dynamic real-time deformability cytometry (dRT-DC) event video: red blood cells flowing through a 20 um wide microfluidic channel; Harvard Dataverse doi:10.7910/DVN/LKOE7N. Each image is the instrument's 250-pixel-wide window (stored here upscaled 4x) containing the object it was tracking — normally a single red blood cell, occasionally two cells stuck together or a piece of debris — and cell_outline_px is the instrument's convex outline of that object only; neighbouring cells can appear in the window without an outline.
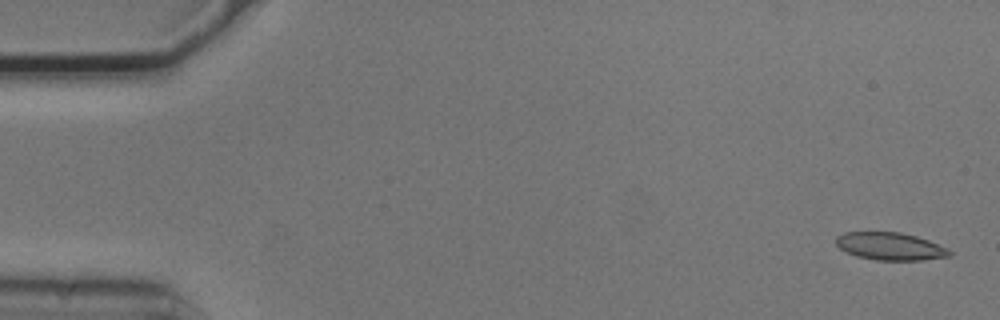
{"species": "common noctule bat (a hibernating species)", "species_latin": "Nyctalus noctula", "temperature_condition": "cold", "stored_images_in_passage": 54, "camera_frame_rate_fps": 3000, "um_per_image_px": 0.085, "animal": {"sex": "male", "body_mass_g": 20.5, "forearm_length_mm": 52.5}, "frame": {"image": 1, "passage_image": 2, "time_ms": 0.333, "image_size_px": [1000, 320], "cell_outline_px": [[952, 256], [920, 260], [876, 260], [856, 256], [840, 248], [836, 244], [836, 236], [844, 232], [900, 232], [916, 236], [928, 240], [948, 248], [952, 252]], "centroid_in_image_um": [75.68, 20.93], "position_along_channel_um": 9.3, "area_um2": 18.26}}
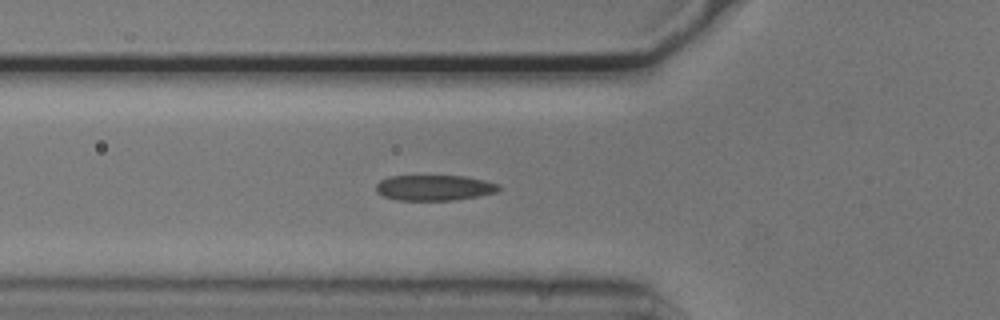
{"frame": {"image": 2, "passage_image": 19, "time_ms": 6.0, "image_size_px": [1000, 320], "cell_outline_px": [[500, 188], [496, 192], [480, 196], [456, 200], [396, 200], [384, 196], [376, 192], [376, 184], [380, 180], [388, 176], [464, 176], [484, 180], [500, 184]], "centroid_in_image_um": [36.91, 15.96], "position_along_channel_um": 88.9, "area_um2": 18.38}}
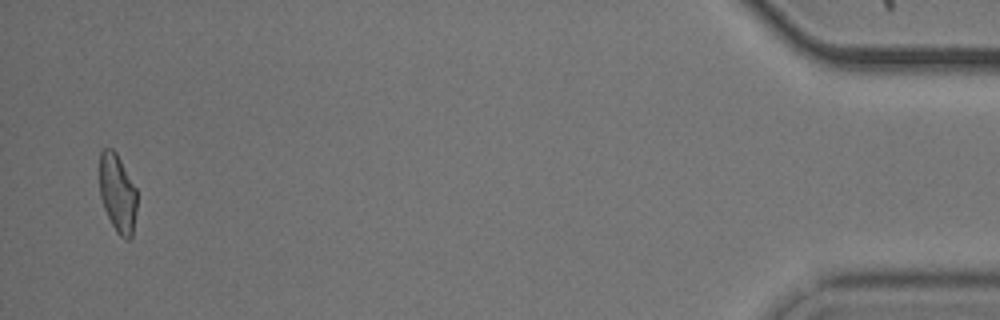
{"frame": {"image": 3, "passage_image": 53, "time_ms": 17.333, "image_size_px": [1000, 320], "cell_outline_px": [[136, 212], [132, 236], [128, 240], [124, 240], [116, 232], [104, 208], [100, 196], [100, 152], [104, 148], [112, 148], [116, 152], [136, 188]], "centroid_in_image_um": [9.99, 16.44], "position_along_channel_um": 425.2, "area_um2": 17.05}, "authors_computed_cell_mechanics": {"area_um2": 18.6116, "velocity_mm_per_s": 3.7214, "shape_relaxation_time_tau1_ms": 4.2368, "shape_relaxation_time_tau2_ms": 1.6213, "deformation_change_tau1": 0.1294, "deformation_change_tau2": 0.0962}}